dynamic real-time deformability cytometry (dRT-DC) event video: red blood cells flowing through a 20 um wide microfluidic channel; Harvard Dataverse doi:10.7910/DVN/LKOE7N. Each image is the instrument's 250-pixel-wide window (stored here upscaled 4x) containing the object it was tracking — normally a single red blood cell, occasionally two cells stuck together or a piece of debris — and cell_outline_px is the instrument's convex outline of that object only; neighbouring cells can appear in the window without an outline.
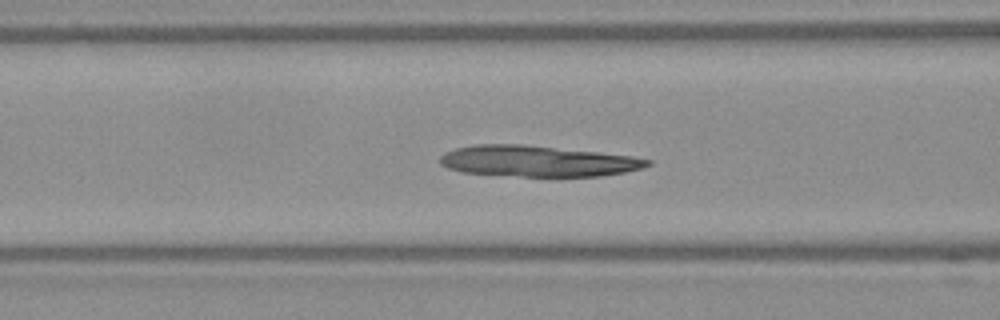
{"species": "Egyptian fruit bat (a non-hibernating species)", "species_latin": "Rousettus aegyptiacus", "temperature_condition": "warm", "stored_images_in_passage": 26, "camera_frame_rate_fps": 3000, "um_per_image_px": 0.085, "frame": {"image": 1, "passage_image": 9, "time_ms": 2.667, "image_size_px": [1000, 320], "cell_outline_px": [[652, 164], [644, 168], [624, 172], [600, 176], [520, 176], [464, 172], [448, 168], [440, 164], [440, 156], [444, 152], [456, 148], [476, 144], [524, 144], [632, 156], [652, 160]], "centroid_in_image_um": [45.7, 13.69], "position_along_channel_um": 120.9, "area_um2": 37.34}}
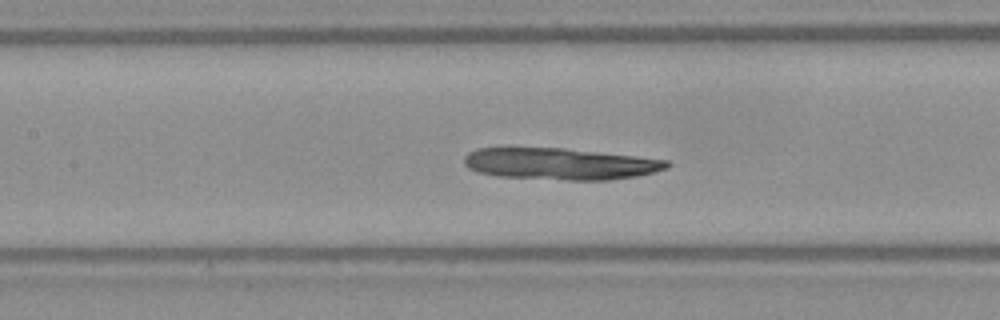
{"frame": {"image": 2, "passage_image": 12, "time_ms": 3.667, "image_size_px": [1000, 320], "cell_outline_px": [[672, 164], [668, 168], [656, 172], [636, 176], [608, 180], [568, 180], [496, 176], [476, 172], [468, 168], [464, 164], [464, 156], [468, 152], [480, 148], [564, 148], [636, 156], [668, 160]], "centroid_in_image_um": [47.62, 13.93], "position_along_channel_um": 159.8, "area_um2": 37.51}}
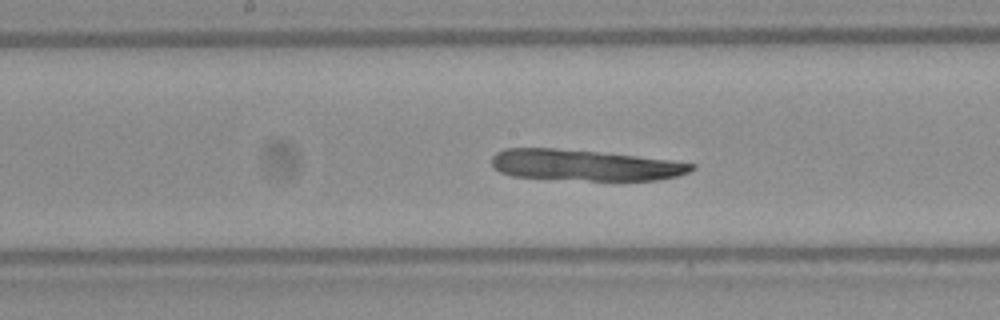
{"frame": {"image": 3, "passage_image": 15, "time_ms": 4.667, "image_size_px": [1000, 320], "cell_outline_px": [[696, 168], [688, 172], [676, 176], [660, 180], [588, 180], [512, 176], [500, 172], [492, 168], [492, 156], [496, 152], [504, 148], [556, 148], [636, 156], [672, 160], [696, 164]], "centroid_in_image_um": [49.68, 14.03], "position_along_channel_um": 198.5, "area_um2": 36.01}}